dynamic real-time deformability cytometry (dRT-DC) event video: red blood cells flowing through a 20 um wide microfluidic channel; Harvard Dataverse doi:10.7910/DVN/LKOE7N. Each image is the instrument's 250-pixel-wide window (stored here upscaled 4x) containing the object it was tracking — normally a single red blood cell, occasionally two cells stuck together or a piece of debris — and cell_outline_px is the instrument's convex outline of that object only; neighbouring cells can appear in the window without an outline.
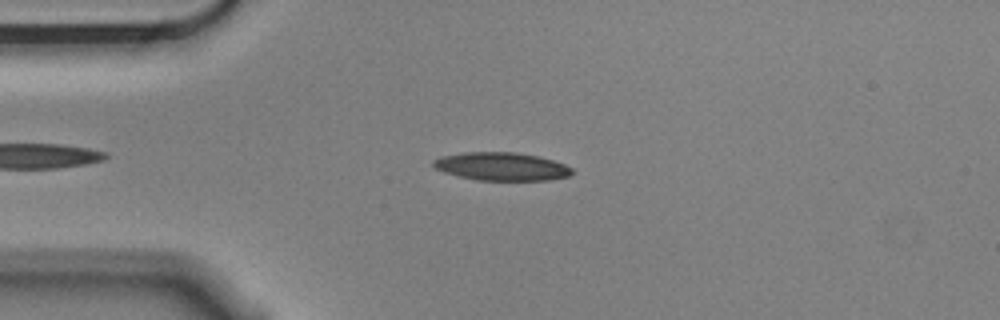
{"species": "Egyptian fruit bat (a non-hibernating species)", "species_latin": "Rousettus aegyptiacus", "temperature_condition": "cold", "stored_images_in_passage": 8, "camera_frame_rate_fps": 3000, "um_per_image_px": 0.085, "animal": {"sex": "male"}, "frame": {"image": 1, "passage_image": 2, "time_ms": 0.333, "image_size_px": [1000, 320], "cell_outline_px": [[576, 172], [568, 176], [548, 180], [476, 180], [456, 176], [444, 172], [436, 168], [432, 164], [432, 160], [440, 156], [464, 152], [516, 152], [540, 156], [564, 164], [572, 168]], "centroid_in_image_um": [42.62, 14.14], "position_along_channel_um": 42.4, "area_um2": 22.95}}
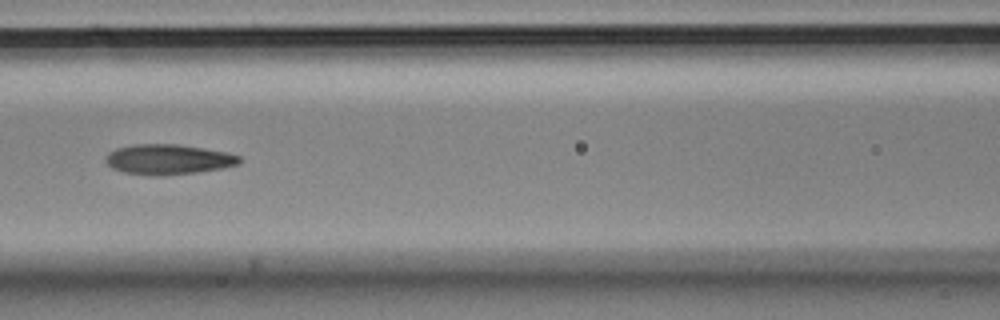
{"frame": {"image": 2, "passage_image": 5, "time_ms": 1.333, "image_size_px": [1000, 320], "cell_outline_px": [[240, 164], [220, 168], [196, 172], [164, 176], [152, 176], [124, 172], [112, 168], [104, 160], [108, 152], [116, 148], [136, 144], [176, 144], [204, 148], [224, 152], [240, 156]], "centroid_in_image_um": [14.26, 13.55], "position_along_channel_um": 152.3, "area_um2": 23.47}}
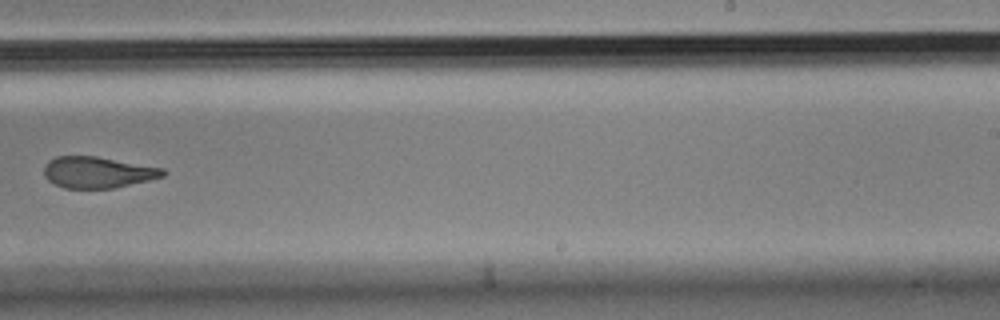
{"frame": {"image": 3, "passage_image": 8, "time_ms": 2.333, "image_size_px": [1000, 320], "cell_outline_px": [[168, 172], [164, 176], [148, 180], [112, 188], [64, 188], [48, 180], [44, 176], [44, 164], [48, 160], [56, 156], [96, 156], [164, 168]], "centroid_in_image_um": [8.29, 14.63], "position_along_channel_um": 280.7, "area_um2": 21.68}}